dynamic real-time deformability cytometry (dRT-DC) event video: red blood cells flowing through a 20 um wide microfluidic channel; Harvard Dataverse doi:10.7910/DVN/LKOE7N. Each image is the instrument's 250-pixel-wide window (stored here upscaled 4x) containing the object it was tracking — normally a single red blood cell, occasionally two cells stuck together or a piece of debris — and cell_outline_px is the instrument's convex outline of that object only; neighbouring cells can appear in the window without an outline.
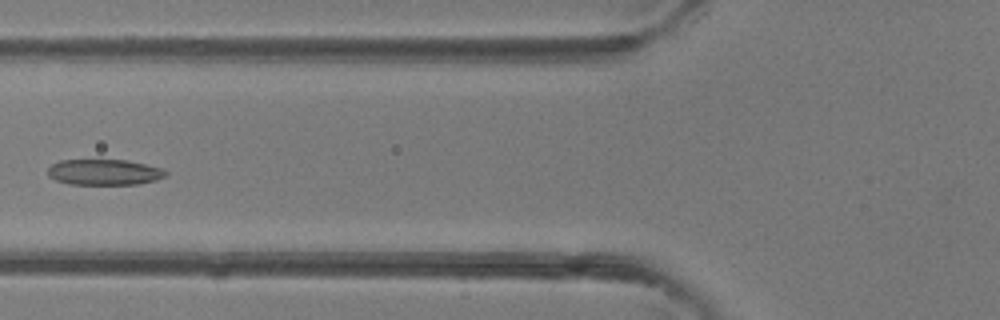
{"species": "common noctule bat (a hibernating species)", "species_latin": "Nyctalus noctula", "temperature_condition": "room temperature", "stored_images_in_passage": 4, "camera_frame_rate_fps": 3000, "um_per_image_px": 0.085, "animal": {"sex": "female"}, "frame": {"image": 1, "passage_image": 4, "time_ms": 3.333, "image_size_px": [1000, 320], "cell_outline_px": [[168, 172], [164, 176], [156, 180], [136, 184], [68, 184], [56, 180], [48, 176], [48, 168], [52, 164], [60, 160], [128, 160], [164, 168]], "centroid_in_image_um": [8.87, 14.63], "position_along_channel_um": 116.9, "area_um2": 17.74}}